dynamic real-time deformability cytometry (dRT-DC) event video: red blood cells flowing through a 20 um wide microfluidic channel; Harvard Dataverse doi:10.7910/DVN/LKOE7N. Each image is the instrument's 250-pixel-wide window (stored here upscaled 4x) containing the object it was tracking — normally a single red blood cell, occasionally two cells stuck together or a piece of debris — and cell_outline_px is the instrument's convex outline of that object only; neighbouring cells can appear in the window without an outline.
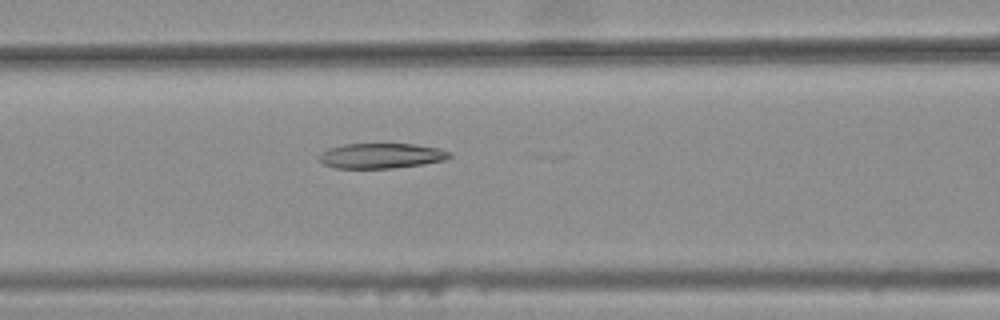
{"species": "common noctule bat (a hibernating species)", "species_latin": "Nyctalus noctula", "temperature_condition": "warm", "stored_images_in_passage": 14, "camera_frame_rate_fps": 3000, "um_per_image_px": 0.085, "animal": {"sex": "female", "body_mass_g": 25.1}, "frame": {"image": 1, "passage_image": 8, "time_ms": 2.333, "image_size_px": [1000, 320], "cell_outline_px": [[452, 156], [444, 160], [424, 164], [392, 168], [336, 168], [324, 164], [316, 160], [316, 156], [320, 152], [328, 148], [344, 144], [412, 144], [440, 148], [452, 152]], "centroid_in_image_um": [32.36, 13.24], "position_along_channel_um": 134.2, "area_um2": 19.36}}
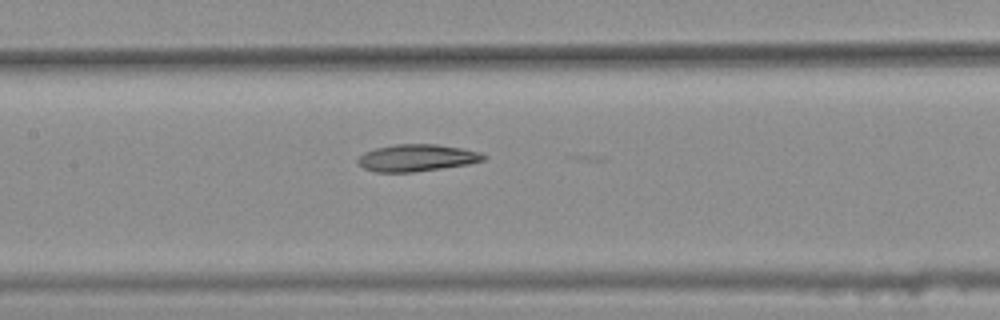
{"frame": {"image": 2, "passage_image": 11, "time_ms": 3.333, "image_size_px": [1000, 320], "cell_outline_px": [[488, 156], [484, 160], [468, 164], [412, 172], [376, 172], [364, 168], [356, 160], [364, 152], [376, 148], [396, 144], [436, 144], [460, 148], [480, 152]], "centroid_in_image_um": [35.43, 13.41], "position_along_channel_um": 172.0, "area_um2": 19.59}}